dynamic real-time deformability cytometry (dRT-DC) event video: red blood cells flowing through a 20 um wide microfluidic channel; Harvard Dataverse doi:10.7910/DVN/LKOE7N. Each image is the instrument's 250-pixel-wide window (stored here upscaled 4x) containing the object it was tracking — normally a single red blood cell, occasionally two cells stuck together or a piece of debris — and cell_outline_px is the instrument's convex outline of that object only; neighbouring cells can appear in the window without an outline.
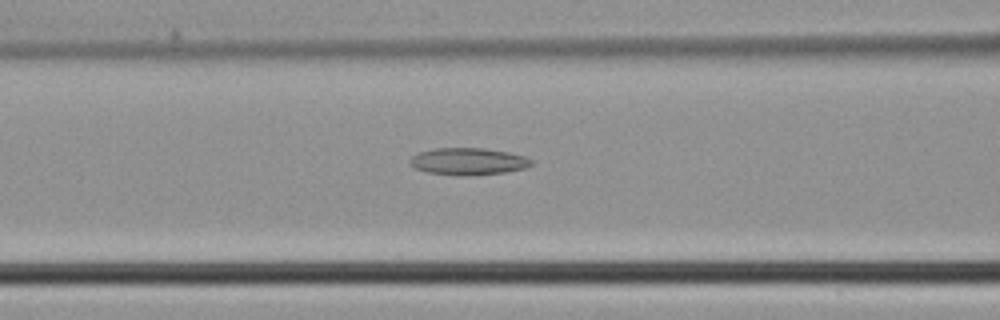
{"species": "common noctule bat (a hibernating species)", "species_latin": "Nyctalus noctula", "temperature_condition": "cold", "stored_images_in_passage": 42, "segment_of_instrument_passage": [1, 2], "camera_frame_rate_fps": 3000, "um_per_image_px": 0.085, "animal": {"sex": "male", "body_mass_g": 21.5, "forearm_length_mm": 52.0}, "frame": {"image": 1, "passage_image": 15, "time_ms": 4.667, "image_size_px": [1000, 320], "cell_outline_px": [[532, 164], [524, 168], [504, 172], [460, 176], [428, 172], [416, 168], [408, 160], [412, 156], [420, 152], [436, 148], [484, 148], [508, 152], [524, 156], [532, 160]], "centroid_in_image_um": [39.79, 13.71], "position_along_channel_um": 126.8, "area_um2": 18.84}}
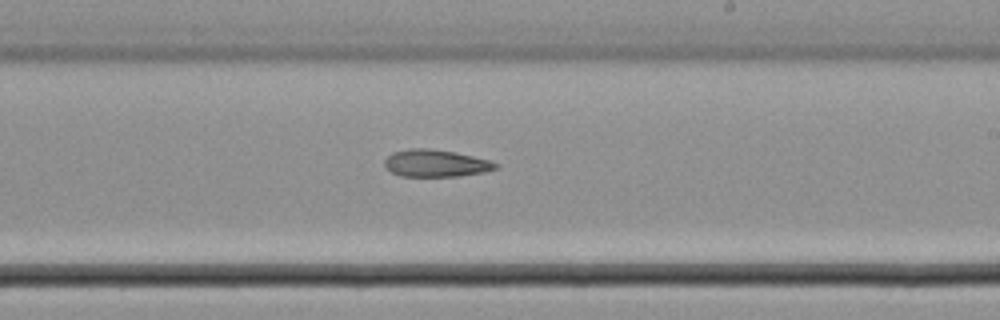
{"frame": {"image": 2, "passage_image": 23, "time_ms": 7.333, "image_size_px": [1000, 320], "cell_outline_px": [[500, 168], [484, 172], [460, 176], [400, 176], [392, 172], [384, 164], [384, 160], [392, 152], [408, 148], [428, 148], [456, 152], [488, 160], [500, 164]], "centroid_in_image_um": [37.06, 13.87], "position_along_channel_um": 251.9, "area_um2": 17.69}}
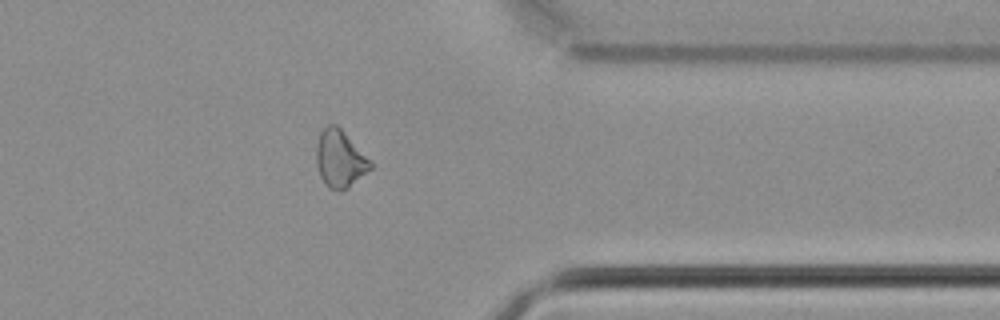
{"frame": {"image": 3, "passage_image": 32, "time_ms": 10.333, "image_size_px": [1000, 320], "cell_outline_px": [[372, 168], [348, 188], [340, 192], [328, 188], [324, 184], [320, 176], [316, 164], [316, 144], [320, 132], [328, 124], [336, 124], [372, 160]], "centroid_in_image_um": [28.89, 13.52], "position_along_channel_um": 382.5, "area_um2": 18.32}}